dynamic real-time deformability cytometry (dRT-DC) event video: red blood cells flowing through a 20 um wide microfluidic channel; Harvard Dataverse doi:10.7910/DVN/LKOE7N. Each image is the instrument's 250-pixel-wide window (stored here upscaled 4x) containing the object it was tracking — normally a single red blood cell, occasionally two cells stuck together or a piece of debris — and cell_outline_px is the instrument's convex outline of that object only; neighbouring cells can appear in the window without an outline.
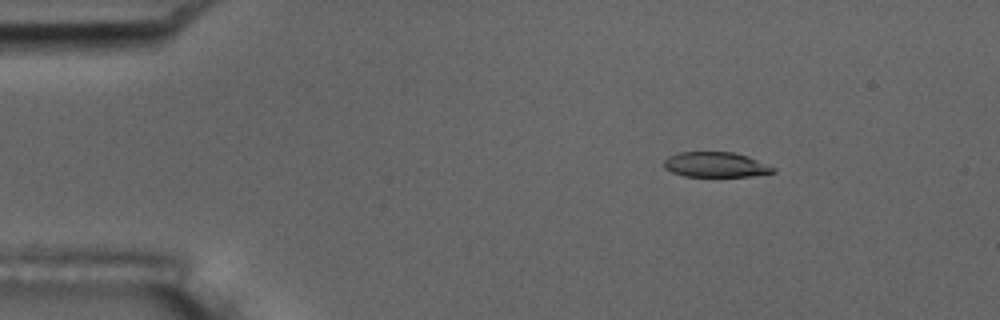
{"species": "common noctule bat (a hibernating species)", "species_latin": "Nyctalus noctula", "temperature_condition": "room temperature", "stored_images_in_passage": 5, "camera_frame_rate_fps": 3000, "um_per_image_px": 0.085, "animal": {"sex": "male", "body_mass_g": 17.5, "forearm_length_mm": 52.3}, "frame": {"image": 1, "passage_image": 2, "time_ms": 0.333, "image_size_px": [1000, 320], "cell_outline_px": [[776, 172], [748, 176], [684, 176], [672, 172], [664, 168], [664, 160], [668, 156], [676, 152], [732, 152], [748, 156], [776, 168]], "centroid_in_image_um": [60.81, 13.99], "position_along_channel_um": 24.2, "area_um2": 15.95}}